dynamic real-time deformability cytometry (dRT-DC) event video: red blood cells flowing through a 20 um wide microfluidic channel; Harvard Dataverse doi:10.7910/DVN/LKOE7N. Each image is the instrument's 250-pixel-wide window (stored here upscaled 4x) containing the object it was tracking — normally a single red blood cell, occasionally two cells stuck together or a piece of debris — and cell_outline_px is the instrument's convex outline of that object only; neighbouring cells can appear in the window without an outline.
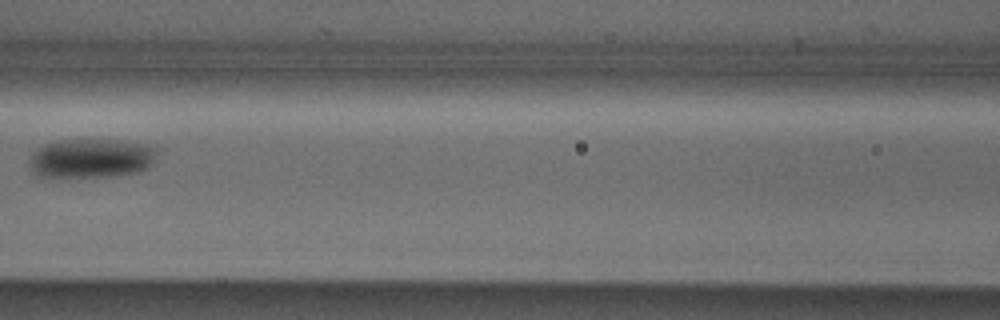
{"species": "Egyptian fruit bat (a non-hibernating species)", "species_latin": "Rousettus aegyptiacus", "temperature_condition": "cold", "stored_images_in_passage": 5, "camera_frame_rate_fps": 3000, "um_per_image_px": 0.085, "animal": {"sex": "male"}, "frame": {"image": 1, "passage_image": 4, "time_ms": 3.667, "image_size_px": [1000, 320], "cell_outline_px": [[160, 144], [156, 152], [148, 164], [144, 168], [136, 172], [108, 176], [40, 176], [32, 168], [32, 156], [44, 144], [56, 140], [120, 140]], "centroid_in_image_um": [7.84, 13.41], "position_along_channel_um": 158.8, "area_um2": 28.55}}
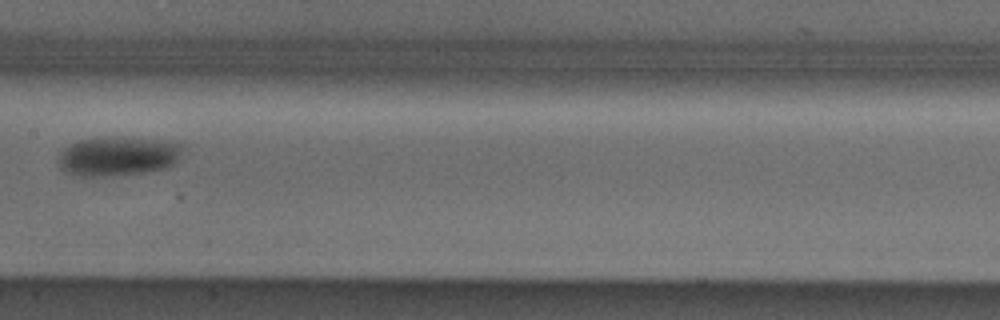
{"frame": {"image": 2, "passage_image": 5, "time_ms": 4.667, "image_size_px": [1000, 320], "cell_outline_px": [[184, 144], [176, 160], [172, 164], [164, 168], [144, 172], [104, 176], [80, 176], [64, 172], [60, 168], [60, 152], [64, 148], [80, 140], [96, 136], [104, 136], [148, 140]], "centroid_in_image_um": [9.95, 13.28], "position_along_channel_um": 197.5, "area_um2": 27.86}}